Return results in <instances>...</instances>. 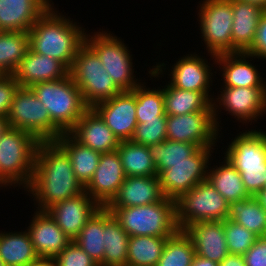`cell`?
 Returning <instances> with one entry per match:
<instances>
[{"instance_id": "obj_19", "label": "cell", "mask_w": 266, "mask_h": 266, "mask_svg": "<svg viewBox=\"0 0 266 266\" xmlns=\"http://www.w3.org/2000/svg\"><path fill=\"white\" fill-rule=\"evenodd\" d=\"M68 133L80 144L101 154L115 151L120 144L119 139L93 108H89Z\"/></svg>"}, {"instance_id": "obj_22", "label": "cell", "mask_w": 266, "mask_h": 266, "mask_svg": "<svg viewBox=\"0 0 266 266\" xmlns=\"http://www.w3.org/2000/svg\"><path fill=\"white\" fill-rule=\"evenodd\" d=\"M200 57L197 54H188L178 59L169 74V84L182 90L202 92L212 102L214 98H210L212 96L209 95V89L213 73L208 61Z\"/></svg>"}, {"instance_id": "obj_2", "label": "cell", "mask_w": 266, "mask_h": 266, "mask_svg": "<svg viewBox=\"0 0 266 266\" xmlns=\"http://www.w3.org/2000/svg\"><path fill=\"white\" fill-rule=\"evenodd\" d=\"M50 6L30 28L29 48L62 62L69 70L85 43V29Z\"/></svg>"}, {"instance_id": "obj_46", "label": "cell", "mask_w": 266, "mask_h": 266, "mask_svg": "<svg viewBox=\"0 0 266 266\" xmlns=\"http://www.w3.org/2000/svg\"><path fill=\"white\" fill-rule=\"evenodd\" d=\"M219 266H246L243 255L236 254H228L226 258H224Z\"/></svg>"}, {"instance_id": "obj_39", "label": "cell", "mask_w": 266, "mask_h": 266, "mask_svg": "<svg viewBox=\"0 0 266 266\" xmlns=\"http://www.w3.org/2000/svg\"><path fill=\"white\" fill-rule=\"evenodd\" d=\"M157 116H167L164 112V95L162 89L146 88V85L136 86V120L143 123L145 120L157 119Z\"/></svg>"}, {"instance_id": "obj_17", "label": "cell", "mask_w": 266, "mask_h": 266, "mask_svg": "<svg viewBox=\"0 0 266 266\" xmlns=\"http://www.w3.org/2000/svg\"><path fill=\"white\" fill-rule=\"evenodd\" d=\"M100 208L101 206L84 191L76 197L53 205L47 212L61 230L74 240L87 220Z\"/></svg>"}, {"instance_id": "obj_1", "label": "cell", "mask_w": 266, "mask_h": 266, "mask_svg": "<svg viewBox=\"0 0 266 266\" xmlns=\"http://www.w3.org/2000/svg\"><path fill=\"white\" fill-rule=\"evenodd\" d=\"M38 203V210L76 197L85 191L74 174L68 154L55 142L38 144L32 181L27 190Z\"/></svg>"}, {"instance_id": "obj_32", "label": "cell", "mask_w": 266, "mask_h": 266, "mask_svg": "<svg viewBox=\"0 0 266 266\" xmlns=\"http://www.w3.org/2000/svg\"><path fill=\"white\" fill-rule=\"evenodd\" d=\"M166 115H184L206 110L212 102L197 91L182 90L169 83L163 88Z\"/></svg>"}, {"instance_id": "obj_44", "label": "cell", "mask_w": 266, "mask_h": 266, "mask_svg": "<svg viewBox=\"0 0 266 266\" xmlns=\"http://www.w3.org/2000/svg\"><path fill=\"white\" fill-rule=\"evenodd\" d=\"M253 58H263L266 60V11L259 19L256 35L252 46L246 51Z\"/></svg>"}, {"instance_id": "obj_47", "label": "cell", "mask_w": 266, "mask_h": 266, "mask_svg": "<svg viewBox=\"0 0 266 266\" xmlns=\"http://www.w3.org/2000/svg\"><path fill=\"white\" fill-rule=\"evenodd\" d=\"M191 266H219V264L196 255Z\"/></svg>"}, {"instance_id": "obj_48", "label": "cell", "mask_w": 266, "mask_h": 266, "mask_svg": "<svg viewBox=\"0 0 266 266\" xmlns=\"http://www.w3.org/2000/svg\"><path fill=\"white\" fill-rule=\"evenodd\" d=\"M30 266H57V263L54 258L39 257Z\"/></svg>"}, {"instance_id": "obj_9", "label": "cell", "mask_w": 266, "mask_h": 266, "mask_svg": "<svg viewBox=\"0 0 266 266\" xmlns=\"http://www.w3.org/2000/svg\"><path fill=\"white\" fill-rule=\"evenodd\" d=\"M230 204L207 181L194 186L175 200L176 224L183 230L192 223L224 221L228 218Z\"/></svg>"}, {"instance_id": "obj_26", "label": "cell", "mask_w": 266, "mask_h": 266, "mask_svg": "<svg viewBox=\"0 0 266 266\" xmlns=\"http://www.w3.org/2000/svg\"><path fill=\"white\" fill-rule=\"evenodd\" d=\"M232 9V53L246 52L254 42L259 19L264 10L238 0H232Z\"/></svg>"}, {"instance_id": "obj_6", "label": "cell", "mask_w": 266, "mask_h": 266, "mask_svg": "<svg viewBox=\"0 0 266 266\" xmlns=\"http://www.w3.org/2000/svg\"><path fill=\"white\" fill-rule=\"evenodd\" d=\"M30 88L47 108L51 121L63 133H68L89 109L70 74L58 80L34 84Z\"/></svg>"}, {"instance_id": "obj_23", "label": "cell", "mask_w": 266, "mask_h": 266, "mask_svg": "<svg viewBox=\"0 0 266 266\" xmlns=\"http://www.w3.org/2000/svg\"><path fill=\"white\" fill-rule=\"evenodd\" d=\"M163 198L159 176H129L126 177L118 193L106 207L145 206L159 202Z\"/></svg>"}, {"instance_id": "obj_4", "label": "cell", "mask_w": 266, "mask_h": 266, "mask_svg": "<svg viewBox=\"0 0 266 266\" xmlns=\"http://www.w3.org/2000/svg\"><path fill=\"white\" fill-rule=\"evenodd\" d=\"M224 156L241 174L247 192L257 196L266 181V133L254 129L239 133Z\"/></svg>"}, {"instance_id": "obj_14", "label": "cell", "mask_w": 266, "mask_h": 266, "mask_svg": "<svg viewBox=\"0 0 266 266\" xmlns=\"http://www.w3.org/2000/svg\"><path fill=\"white\" fill-rule=\"evenodd\" d=\"M222 90L220 97L218 96L217 100L212 101L214 119L218 129L219 122L217 120L219 117L217 116L220 113L217 112L222 106L225 111L237 117V120L243 124L247 121L248 123L253 122L252 120L257 121V117L266 112V87H224Z\"/></svg>"}, {"instance_id": "obj_45", "label": "cell", "mask_w": 266, "mask_h": 266, "mask_svg": "<svg viewBox=\"0 0 266 266\" xmlns=\"http://www.w3.org/2000/svg\"><path fill=\"white\" fill-rule=\"evenodd\" d=\"M243 258L246 266H266V235L258 237Z\"/></svg>"}, {"instance_id": "obj_35", "label": "cell", "mask_w": 266, "mask_h": 266, "mask_svg": "<svg viewBox=\"0 0 266 266\" xmlns=\"http://www.w3.org/2000/svg\"><path fill=\"white\" fill-rule=\"evenodd\" d=\"M169 237L130 236L127 266H156Z\"/></svg>"}, {"instance_id": "obj_13", "label": "cell", "mask_w": 266, "mask_h": 266, "mask_svg": "<svg viewBox=\"0 0 266 266\" xmlns=\"http://www.w3.org/2000/svg\"><path fill=\"white\" fill-rule=\"evenodd\" d=\"M218 131L212 104L204 111L166 118L167 140L192 143L199 148L215 147Z\"/></svg>"}, {"instance_id": "obj_29", "label": "cell", "mask_w": 266, "mask_h": 266, "mask_svg": "<svg viewBox=\"0 0 266 266\" xmlns=\"http://www.w3.org/2000/svg\"><path fill=\"white\" fill-rule=\"evenodd\" d=\"M0 258L6 266H30L39 256L25 230L0 233Z\"/></svg>"}, {"instance_id": "obj_50", "label": "cell", "mask_w": 266, "mask_h": 266, "mask_svg": "<svg viewBox=\"0 0 266 266\" xmlns=\"http://www.w3.org/2000/svg\"><path fill=\"white\" fill-rule=\"evenodd\" d=\"M8 120L7 117L0 115V138L3 135V133L8 129Z\"/></svg>"}, {"instance_id": "obj_5", "label": "cell", "mask_w": 266, "mask_h": 266, "mask_svg": "<svg viewBox=\"0 0 266 266\" xmlns=\"http://www.w3.org/2000/svg\"><path fill=\"white\" fill-rule=\"evenodd\" d=\"M129 236L171 237L178 230L175 201H161L136 207L107 208Z\"/></svg>"}, {"instance_id": "obj_27", "label": "cell", "mask_w": 266, "mask_h": 266, "mask_svg": "<svg viewBox=\"0 0 266 266\" xmlns=\"http://www.w3.org/2000/svg\"><path fill=\"white\" fill-rule=\"evenodd\" d=\"M55 142L68 154L74 174L85 188L98 167L101 153L80 144L69 133H62Z\"/></svg>"}, {"instance_id": "obj_37", "label": "cell", "mask_w": 266, "mask_h": 266, "mask_svg": "<svg viewBox=\"0 0 266 266\" xmlns=\"http://www.w3.org/2000/svg\"><path fill=\"white\" fill-rule=\"evenodd\" d=\"M199 147L192 143L164 140L162 143L149 147V152L155 163L158 175L172 167L173 164L186 161Z\"/></svg>"}, {"instance_id": "obj_18", "label": "cell", "mask_w": 266, "mask_h": 266, "mask_svg": "<svg viewBox=\"0 0 266 266\" xmlns=\"http://www.w3.org/2000/svg\"><path fill=\"white\" fill-rule=\"evenodd\" d=\"M27 233L39 257H56L71 241L47 211L36 209Z\"/></svg>"}, {"instance_id": "obj_34", "label": "cell", "mask_w": 266, "mask_h": 266, "mask_svg": "<svg viewBox=\"0 0 266 266\" xmlns=\"http://www.w3.org/2000/svg\"><path fill=\"white\" fill-rule=\"evenodd\" d=\"M28 49V32L0 31V73L13 75Z\"/></svg>"}, {"instance_id": "obj_24", "label": "cell", "mask_w": 266, "mask_h": 266, "mask_svg": "<svg viewBox=\"0 0 266 266\" xmlns=\"http://www.w3.org/2000/svg\"><path fill=\"white\" fill-rule=\"evenodd\" d=\"M52 0H0V31L29 32Z\"/></svg>"}, {"instance_id": "obj_31", "label": "cell", "mask_w": 266, "mask_h": 266, "mask_svg": "<svg viewBox=\"0 0 266 266\" xmlns=\"http://www.w3.org/2000/svg\"><path fill=\"white\" fill-rule=\"evenodd\" d=\"M116 150L120 156L126 177L158 176L149 147L128 140L120 141Z\"/></svg>"}, {"instance_id": "obj_28", "label": "cell", "mask_w": 266, "mask_h": 266, "mask_svg": "<svg viewBox=\"0 0 266 266\" xmlns=\"http://www.w3.org/2000/svg\"><path fill=\"white\" fill-rule=\"evenodd\" d=\"M129 235L104 207V258L100 266H127Z\"/></svg>"}, {"instance_id": "obj_8", "label": "cell", "mask_w": 266, "mask_h": 266, "mask_svg": "<svg viewBox=\"0 0 266 266\" xmlns=\"http://www.w3.org/2000/svg\"><path fill=\"white\" fill-rule=\"evenodd\" d=\"M8 125L34 136L39 142L55 141L63 132L51 121L45 105L30 87H19L7 116Z\"/></svg>"}, {"instance_id": "obj_36", "label": "cell", "mask_w": 266, "mask_h": 266, "mask_svg": "<svg viewBox=\"0 0 266 266\" xmlns=\"http://www.w3.org/2000/svg\"><path fill=\"white\" fill-rule=\"evenodd\" d=\"M74 241L99 265L104 258V207L86 222Z\"/></svg>"}, {"instance_id": "obj_16", "label": "cell", "mask_w": 266, "mask_h": 266, "mask_svg": "<svg viewBox=\"0 0 266 266\" xmlns=\"http://www.w3.org/2000/svg\"><path fill=\"white\" fill-rule=\"evenodd\" d=\"M126 179L118 151L103 153L85 192L101 207H106L116 196Z\"/></svg>"}, {"instance_id": "obj_38", "label": "cell", "mask_w": 266, "mask_h": 266, "mask_svg": "<svg viewBox=\"0 0 266 266\" xmlns=\"http://www.w3.org/2000/svg\"><path fill=\"white\" fill-rule=\"evenodd\" d=\"M195 256L191 239L183 230H178L167 238L162 256L156 266H191Z\"/></svg>"}, {"instance_id": "obj_15", "label": "cell", "mask_w": 266, "mask_h": 266, "mask_svg": "<svg viewBox=\"0 0 266 266\" xmlns=\"http://www.w3.org/2000/svg\"><path fill=\"white\" fill-rule=\"evenodd\" d=\"M93 109L119 141L131 140L138 124L136 120V87L132 91H121L111 99L96 104Z\"/></svg>"}, {"instance_id": "obj_12", "label": "cell", "mask_w": 266, "mask_h": 266, "mask_svg": "<svg viewBox=\"0 0 266 266\" xmlns=\"http://www.w3.org/2000/svg\"><path fill=\"white\" fill-rule=\"evenodd\" d=\"M213 147L199 148L186 161L173 164L158 176L164 197L177 200L198 183L207 180Z\"/></svg>"}, {"instance_id": "obj_10", "label": "cell", "mask_w": 266, "mask_h": 266, "mask_svg": "<svg viewBox=\"0 0 266 266\" xmlns=\"http://www.w3.org/2000/svg\"><path fill=\"white\" fill-rule=\"evenodd\" d=\"M112 35L106 31L86 34L85 42L96 52L116 86L121 91H132L141 84L133 74L132 55L122 40Z\"/></svg>"}, {"instance_id": "obj_52", "label": "cell", "mask_w": 266, "mask_h": 266, "mask_svg": "<svg viewBox=\"0 0 266 266\" xmlns=\"http://www.w3.org/2000/svg\"><path fill=\"white\" fill-rule=\"evenodd\" d=\"M0 266H6L1 258H0Z\"/></svg>"}, {"instance_id": "obj_51", "label": "cell", "mask_w": 266, "mask_h": 266, "mask_svg": "<svg viewBox=\"0 0 266 266\" xmlns=\"http://www.w3.org/2000/svg\"><path fill=\"white\" fill-rule=\"evenodd\" d=\"M256 197L259 199L262 207L266 210V189H263Z\"/></svg>"}, {"instance_id": "obj_11", "label": "cell", "mask_w": 266, "mask_h": 266, "mask_svg": "<svg viewBox=\"0 0 266 266\" xmlns=\"http://www.w3.org/2000/svg\"><path fill=\"white\" fill-rule=\"evenodd\" d=\"M200 6L201 36L210 57L232 53V0H203Z\"/></svg>"}, {"instance_id": "obj_7", "label": "cell", "mask_w": 266, "mask_h": 266, "mask_svg": "<svg viewBox=\"0 0 266 266\" xmlns=\"http://www.w3.org/2000/svg\"><path fill=\"white\" fill-rule=\"evenodd\" d=\"M69 74L89 108L121 92L96 52L86 42L78 50Z\"/></svg>"}, {"instance_id": "obj_30", "label": "cell", "mask_w": 266, "mask_h": 266, "mask_svg": "<svg viewBox=\"0 0 266 266\" xmlns=\"http://www.w3.org/2000/svg\"><path fill=\"white\" fill-rule=\"evenodd\" d=\"M224 164L215 168H208L207 181L224 197L230 204L251 197L245 189L241 174L226 158Z\"/></svg>"}, {"instance_id": "obj_43", "label": "cell", "mask_w": 266, "mask_h": 266, "mask_svg": "<svg viewBox=\"0 0 266 266\" xmlns=\"http://www.w3.org/2000/svg\"><path fill=\"white\" fill-rule=\"evenodd\" d=\"M19 83L13 75L0 76V115L7 117L11 103L19 88Z\"/></svg>"}, {"instance_id": "obj_3", "label": "cell", "mask_w": 266, "mask_h": 266, "mask_svg": "<svg viewBox=\"0 0 266 266\" xmlns=\"http://www.w3.org/2000/svg\"><path fill=\"white\" fill-rule=\"evenodd\" d=\"M39 143L31 134L8 127L0 138V187L28 188Z\"/></svg>"}, {"instance_id": "obj_42", "label": "cell", "mask_w": 266, "mask_h": 266, "mask_svg": "<svg viewBox=\"0 0 266 266\" xmlns=\"http://www.w3.org/2000/svg\"><path fill=\"white\" fill-rule=\"evenodd\" d=\"M57 266H98L74 240H72L56 257Z\"/></svg>"}, {"instance_id": "obj_41", "label": "cell", "mask_w": 266, "mask_h": 266, "mask_svg": "<svg viewBox=\"0 0 266 266\" xmlns=\"http://www.w3.org/2000/svg\"><path fill=\"white\" fill-rule=\"evenodd\" d=\"M166 118L167 116H157V119L138 123L131 141L147 147L162 143L167 139Z\"/></svg>"}, {"instance_id": "obj_21", "label": "cell", "mask_w": 266, "mask_h": 266, "mask_svg": "<svg viewBox=\"0 0 266 266\" xmlns=\"http://www.w3.org/2000/svg\"><path fill=\"white\" fill-rule=\"evenodd\" d=\"M69 75V69L60 61L49 56L33 52L30 48L13 73L20 87L54 81Z\"/></svg>"}, {"instance_id": "obj_33", "label": "cell", "mask_w": 266, "mask_h": 266, "mask_svg": "<svg viewBox=\"0 0 266 266\" xmlns=\"http://www.w3.org/2000/svg\"><path fill=\"white\" fill-rule=\"evenodd\" d=\"M228 219L244 226L258 237L266 235V210L256 196L231 202Z\"/></svg>"}, {"instance_id": "obj_20", "label": "cell", "mask_w": 266, "mask_h": 266, "mask_svg": "<svg viewBox=\"0 0 266 266\" xmlns=\"http://www.w3.org/2000/svg\"><path fill=\"white\" fill-rule=\"evenodd\" d=\"M183 231L191 239L197 256L219 264L229 254L223 221L192 223Z\"/></svg>"}, {"instance_id": "obj_49", "label": "cell", "mask_w": 266, "mask_h": 266, "mask_svg": "<svg viewBox=\"0 0 266 266\" xmlns=\"http://www.w3.org/2000/svg\"><path fill=\"white\" fill-rule=\"evenodd\" d=\"M238 1L258 6L262 8L264 11H266V0H238Z\"/></svg>"}, {"instance_id": "obj_40", "label": "cell", "mask_w": 266, "mask_h": 266, "mask_svg": "<svg viewBox=\"0 0 266 266\" xmlns=\"http://www.w3.org/2000/svg\"><path fill=\"white\" fill-rule=\"evenodd\" d=\"M223 224L229 254L244 255L258 238L252 231L228 218Z\"/></svg>"}, {"instance_id": "obj_25", "label": "cell", "mask_w": 266, "mask_h": 266, "mask_svg": "<svg viewBox=\"0 0 266 266\" xmlns=\"http://www.w3.org/2000/svg\"><path fill=\"white\" fill-rule=\"evenodd\" d=\"M246 52L221 54L213 57L215 64L222 66L223 87H266V82L256 67L246 59Z\"/></svg>"}]
</instances>
